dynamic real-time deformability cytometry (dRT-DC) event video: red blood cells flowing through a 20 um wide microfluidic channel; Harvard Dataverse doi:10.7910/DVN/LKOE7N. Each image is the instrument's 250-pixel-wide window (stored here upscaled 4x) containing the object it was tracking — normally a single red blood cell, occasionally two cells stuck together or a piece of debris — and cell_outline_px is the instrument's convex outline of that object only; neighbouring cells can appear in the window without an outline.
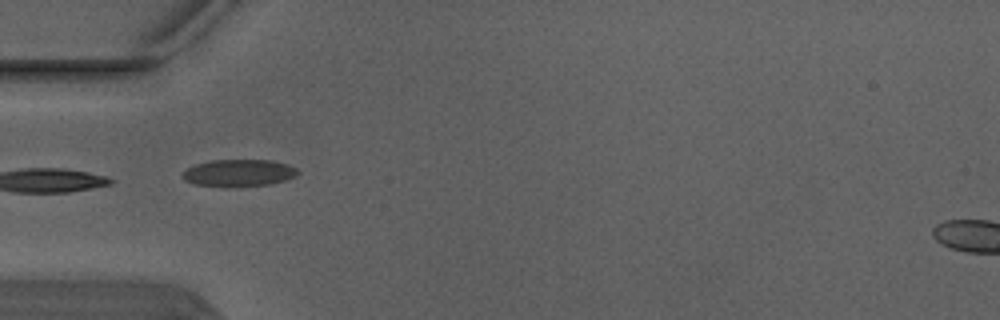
{"species": "Egyptian fruit bat (a non-hibernating species)", "species_latin": "Rousettus aegyptiacus", "temperature_condition": "warm", "stored_images_in_passage": 7, "camera_frame_rate_fps": 3000, "um_per_image_px": 0.085, "animal": {"sex": "male"}, "frame": {"image": 1, "passage_image": 5, "time_ms": 1.333, "image_size_px": [1000, 320], "cell_outline_px": [[300, 172], [284, 180], [268, 184], [228, 188], [192, 184], [184, 180], [184, 172], [188, 168], [196, 164], [212, 160], [268, 160], [284, 164], [296, 168]], "centroid_in_image_um": [20.24, 14.72], "position_along_channel_um": 64.8, "area_um2": 18.03}}
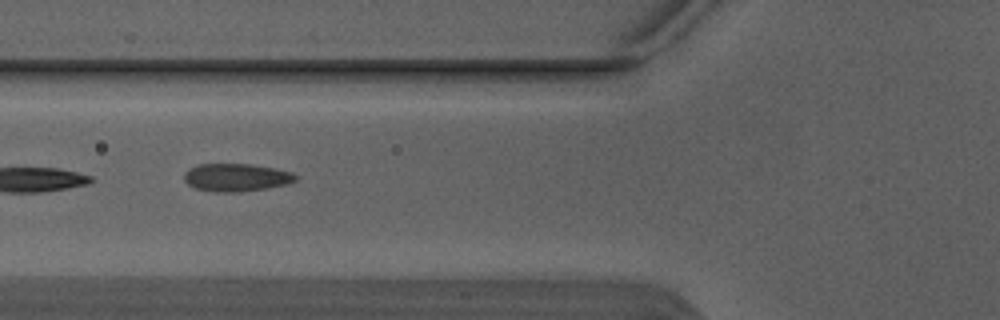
{"frame": {"image": 2, "passage_image": 6, "time_ms": 1.667, "image_size_px": [1000, 320], "cell_outline_px": [[300, 176], [296, 180], [288, 184], [268, 188], [236, 192], [216, 192], [196, 188], [188, 184], [184, 180], [184, 172], [196, 164], [252, 164], [292, 172]], "centroid_in_image_um": [20.1, 15.08], "position_along_channel_um": 105.7, "area_um2": 18.15}}